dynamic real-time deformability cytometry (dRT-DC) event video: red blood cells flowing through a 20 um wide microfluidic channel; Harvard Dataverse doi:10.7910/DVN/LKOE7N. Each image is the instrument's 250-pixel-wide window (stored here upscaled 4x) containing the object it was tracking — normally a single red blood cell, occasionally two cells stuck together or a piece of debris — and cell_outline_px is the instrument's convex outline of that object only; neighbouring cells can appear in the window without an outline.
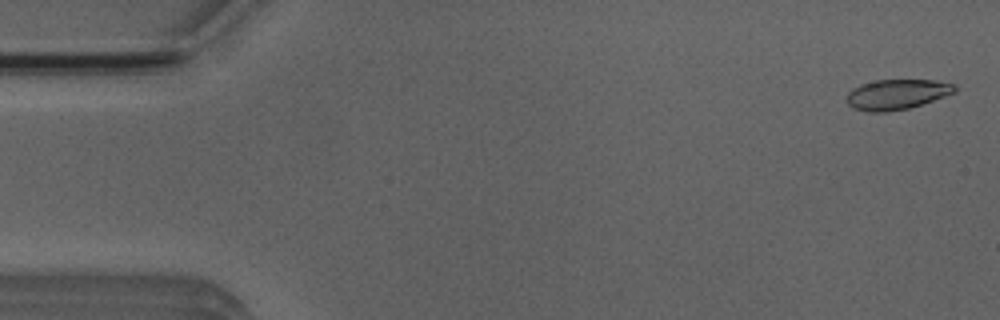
{"species": "Egyptian fruit bat (a non-hibernating species)", "species_latin": "Rousettus aegyptiacus", "temperature_condition": "room temperature", "stored_images_in_passage": 52, "camera_frame_rate_fps": 3000, "um_per_image_px": 0.085, "animal": {"sex": "male"}, "frame": {"image": 1, "passage_image": 2, "time_ms": 0.333, "image_size_px": [1000, 320], "cell_outline_px": [[956, 92], [908, 108], [888, 112], [868, 112], [852, 108], [848, 104], [848, 92], [852, 88], [860, 84], [876, 80], [936, 80], [956, 84]], "centroid_in_image_um": [76.21, 8.01], "position_along_channel_um": 8.8, "area_um2": 18.96}}
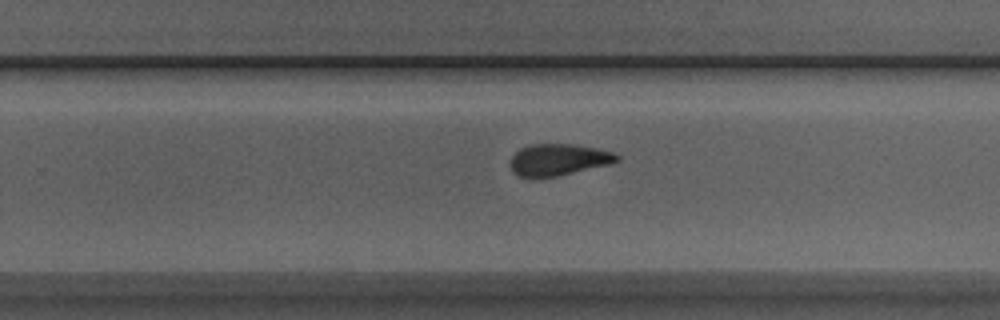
{"frame": {"image": 2, "passage_image": 33, "time_ms": 10.667, "image_size_px": [1000, 320], "cell_outline_px": [[620, 160], [612, 164], [556, 176], [532, 180], [516, 176], [512, 172], [508, 164], [512, 156], [520, 148], [528, 144], [572, 144], [596, 148], [612, 152], [620, 156]], "centroid_in_image_um": [47.4, 13.6], "position_along_channel_um": 282.4, "area_um2": 20.29}}
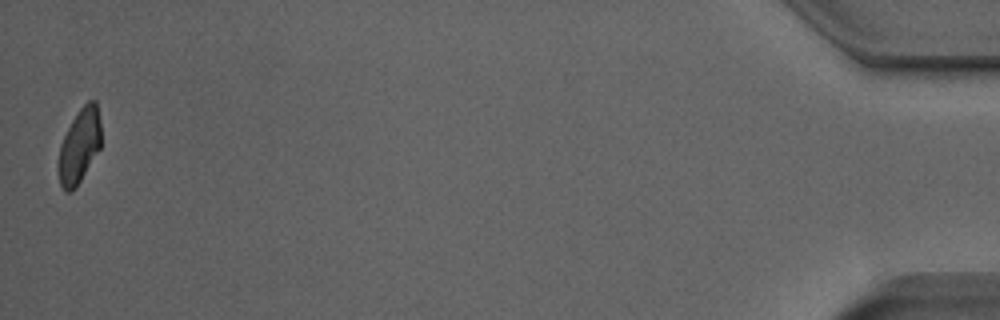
{"frame": {"image": 3, "passage_image": 52, "time_ms": 17.0, "image_size_px": [1000, 320], "cell_outline_px": [[100, 148], [76, 188], [72, 192], [64, 192], [60, 184], [56, 164], [60, 144], [72, 120], [80, 108], [88, 100], [96, 100], [100, 120]], "centroid_in_image_um": [6.72, 12.44], "position_along_channel_um": 428.5, "area_um2": 18.73}, "authors_computed_cell_mechanics": {"area_um2": 20.0277, "velocity_mm_per_s": 3.9021, "shape_relaxation_time_tau1_ms": 4.0164, "shape_relaxation_time_tau2_ms": 1.9513, "deformation_change_tau1": 0.1581, "deformation_change_tau2": 0.0898}}